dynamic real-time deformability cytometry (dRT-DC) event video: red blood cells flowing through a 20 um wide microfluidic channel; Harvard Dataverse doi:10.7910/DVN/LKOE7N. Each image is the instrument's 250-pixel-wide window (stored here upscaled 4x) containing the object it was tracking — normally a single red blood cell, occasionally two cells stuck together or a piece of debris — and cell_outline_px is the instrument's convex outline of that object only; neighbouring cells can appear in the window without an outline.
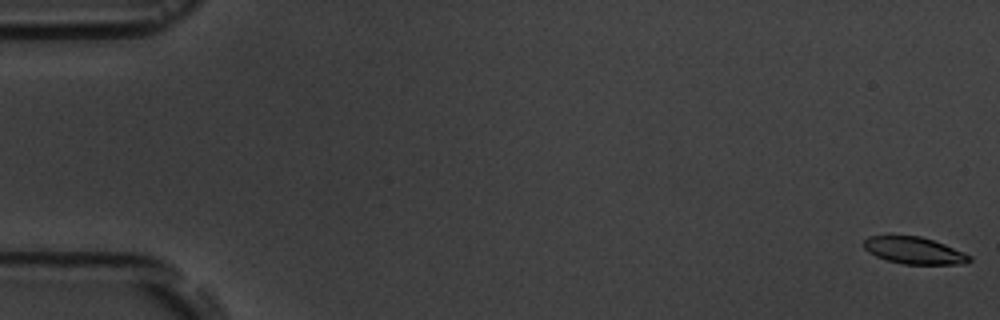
{"species": "common noctule bat (a hibernating species)", "species_latin": "Nyctalus noctula", "temperature_condition": "room temperature", "stored_images_in_passage": 7, "camera_frame_rate_fps": 3000, "um_per_image_px": 0.085, "animal": {"sex": "male", "body_mass_g": 19.5, "forearm_length_mm": 54.6}, "frame": {"image": 1, "passage_image": 1, "time_ms": 0.0, "image_size_px": [1000, 320], "cell_outline_px": [[972, 260], [964, 264], [904, 264], [888, 260], [876, 256], [868, 252], [864, 248], [864, 240], [868, 236], [920, 236], [944, 244], [964, 252], [972, 256]], "centroid_in_image_um": [77.72, 21.3], "position_along_channel_um": 7.3, "area_um2": 16.47}}
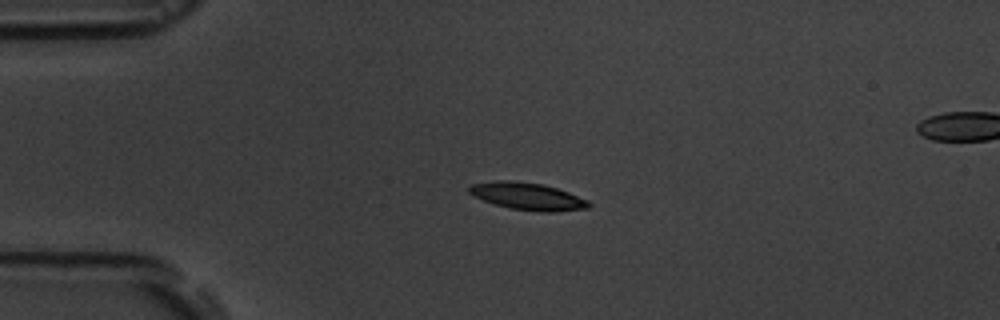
{"frame": {"image": 2, "passage_image": 5, "time_ms": 4.333, "image_size_px": [1000, 320], "cell_outline_px": [[592, 204], [588, 208], [556, 212], [540, 212], [512, 208], [492, 204], [472, 196], [468, 192], [468, 188], [472, 184], [496, 180], [512, 180], [544, 184], [568, 192], [588, 200]], "centroid_in_image_um": [44.82, 16.68], "position_along_channel_um": 40.2, "area_um2": 19.19}}
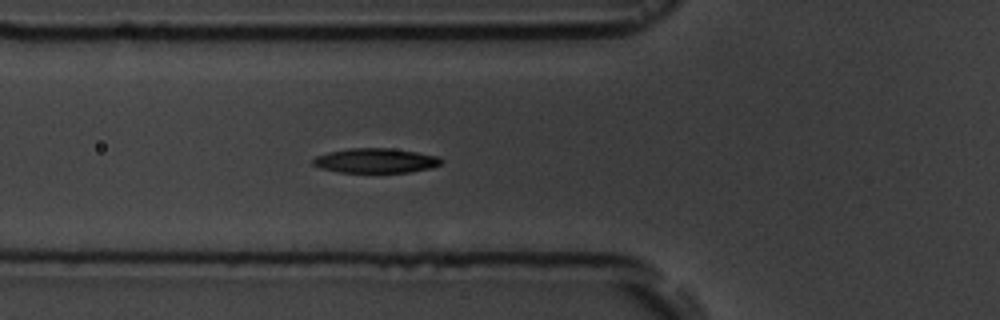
{"frame": {"image": 3, "passage_image": 7, "time_ms": 6.667, "image_size_px": [1000, 320], "cell_outline_px": [[444, 160], [440, 164], [432, 168], [408, 172], [340, 172], [320, 168], [312, 164], [312, 160], [316, 156], [328, 152], [352, 148], [388, 148], [416, 152], [436, 156]], "centroid_in_image_um": [31.92, 13.65], "position_along_channel_um": 93.9, "area_um2": 18.26}}